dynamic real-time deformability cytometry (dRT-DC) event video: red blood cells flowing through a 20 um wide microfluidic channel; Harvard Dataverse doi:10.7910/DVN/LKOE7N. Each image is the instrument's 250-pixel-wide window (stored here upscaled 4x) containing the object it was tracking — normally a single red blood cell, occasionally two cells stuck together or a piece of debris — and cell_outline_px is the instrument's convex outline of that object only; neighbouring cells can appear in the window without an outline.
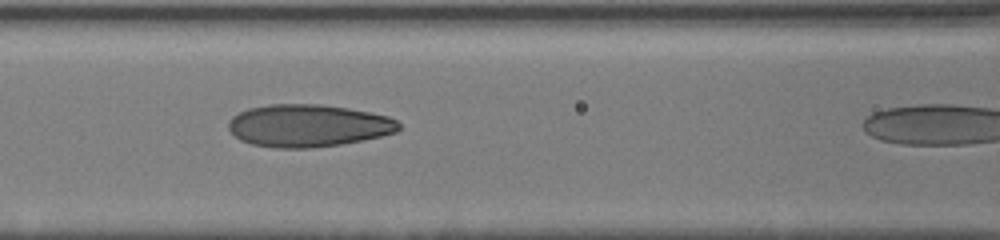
{"species": "human", "species_latin": "Homo sapiens", "temperature_condition": "cold", "stored_images_in_passage": 43, "camera_frame_rate_fps": 3000, "um_per_image_px": 0.085, "donor": {"sex": "male"}, "frame": {"image": 1, "passage_image": 19, "time_ms": 6.333, "image_size_px": [1000, 240], "cell_outline_px": [[400, 128], [396, 132], [364, 140], [340, 144], [312, 148], [276, 148], [252, 144], [240, 140], [228, 128], [228, 120], [232, 116], [248, 108], [268, 104], [320, 104], [348, 108], [388, 116], [396, 120], [400, 124]], "centroid_in_image_um": [26.18, 10.68], "position_along_channel_um": 140.4, "area_um2": 42.19}}
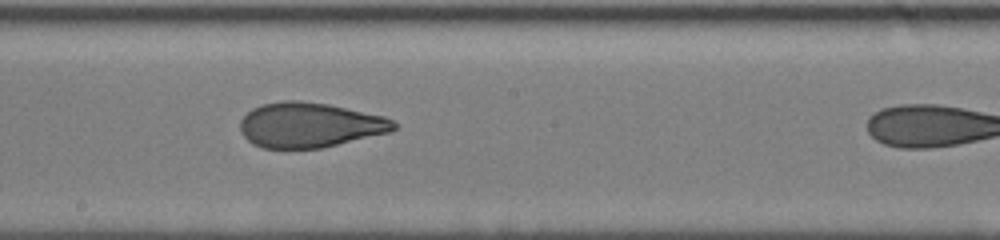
{"frame": {"image": 2, "passage_image": 24, "time_ms": 8.333, "image_size_px": [1000, 240], "cell_outline_px": [[396, 128], [388, 132], [320, 148], [264, 148], [252, 144], [240, 132], [240, 120], [252, 108], [260, 104], [284, 100], [300, 100], [328, 104], [384, 116], [392, 120], [396, 124]], "centroid_in_image_um": [26.27, 10.61], "position_along_channel_um": 221.9, "area_um2": 40.06}}
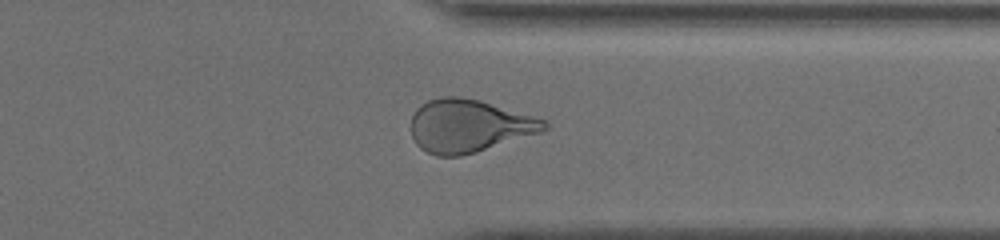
{"frame": {"image": 3, "passage_image": 41, "time_ms": 12.0, "image_size_px": [1000, 240], "cell_outline_px": [[548, 128], [540, 132], [476, 152], [460, 156], [436, 156], [420, 148], [416, 144], [412, 136], [412, 116], [416, 108], [420, 104], [428, 100], [440, 96], [460, 96], [480, 100], [548, 120]], "centroid_in_image_um": [39.84, 10.68], "position_along_channel_um": 371.6, "area_um2": 41.1}}